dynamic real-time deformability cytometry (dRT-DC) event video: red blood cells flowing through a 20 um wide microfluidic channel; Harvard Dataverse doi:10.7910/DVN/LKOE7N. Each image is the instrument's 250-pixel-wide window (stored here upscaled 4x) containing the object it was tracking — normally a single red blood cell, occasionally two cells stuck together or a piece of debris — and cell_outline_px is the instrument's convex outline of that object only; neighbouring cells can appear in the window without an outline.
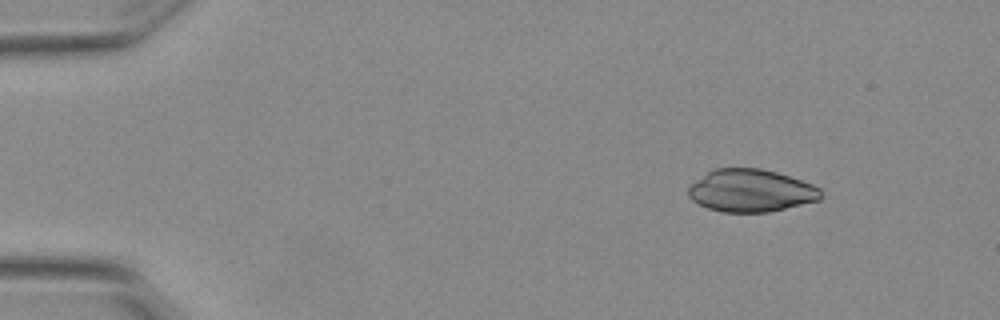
{"species": "Egyptian fruit bat (a non-hibernating species)", "species_latin": "Rousettus aegyptiacus", "temperature_condition": "warm", "stored_images_in_passage": 4, "camera_frame_rate_fps": 3000, "um_per_image_px": 0.085, "animal": {"sex": "female"}, "frame": {"image": 1, "passage_image": 2, "time_ms": 0.333, "image_size_px": [1000, 320], "cell_outline_px": [[820, 200], [768, 212], [724, 212], [708, 208], [692, 200], [688, 196], [688, 184], [708, 172], [716, 168], [760, 168], [776, 172], [812, 184], [820, 188]], "centroid_in_image_um": [63.79, 16.2], "position_along_channel_um": 21.2, "area_um2": 32.71}}